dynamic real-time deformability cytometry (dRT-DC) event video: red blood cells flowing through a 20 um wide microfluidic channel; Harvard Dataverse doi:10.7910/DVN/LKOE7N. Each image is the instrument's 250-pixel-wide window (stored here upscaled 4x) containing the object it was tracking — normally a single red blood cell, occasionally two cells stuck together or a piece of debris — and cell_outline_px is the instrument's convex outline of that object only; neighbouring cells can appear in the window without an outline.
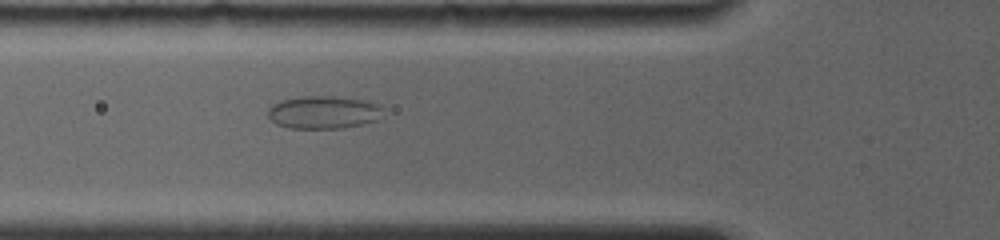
{"species": "common noctule bat (a hibernating species)", "species_latin": "Nyctalus noctula", "temperature_condition": "room temperature", "stored_images_in_passage": 7, "camera_frame_rate_fps": 4000, "um_per_image_px": 0.085, "animal": {"sex": "female", "body_mass_g": 19.0, "forearm_length_mm": 56.7}, "frame": {"image": 1, "passage_image": 7, "time_ms": 5.75, "image_size_px": [1000, 240], "cell_outline_px": [[384, 116], [380, 120], [344, 128], [288, 128], [276, 124], [268, 116], [268, 108], [272, 104], [280, 100], [300, 96], [336, 96], [360, 100], [380, 104]], "centroid_in_image_um": [27.51, 9.55], "position_along_channel_um": 98.3, "area_um2": 22.31}}